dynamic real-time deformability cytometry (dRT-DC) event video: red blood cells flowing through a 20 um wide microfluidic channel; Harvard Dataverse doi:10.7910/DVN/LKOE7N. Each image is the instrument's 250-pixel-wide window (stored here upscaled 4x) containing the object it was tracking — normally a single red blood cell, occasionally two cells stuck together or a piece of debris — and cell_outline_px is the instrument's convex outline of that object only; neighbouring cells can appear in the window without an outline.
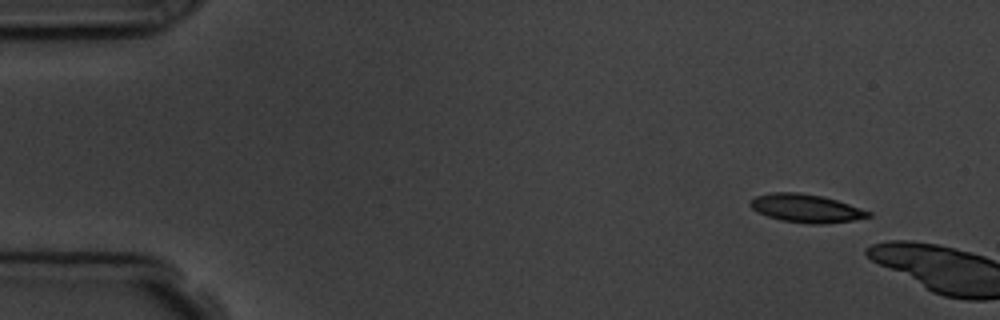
{"species": "common noctule bat (a hibernating species)", "species_latin": "Nyctalus noctula", "temperature_condition": "room temperature", "stored_images_in_passage": 3, "camera_frame_rate_fps": 3000, "um_per_image_px": 0.085, "animal": {"sex": "male", "body_mass_g": 19.5, "forearm_length_mm": 54.6}, "frame": {"image": 1, "passage_image": 2, "time_ms": 1.0, "image_size_px": [1000, 320], "cell_outline_px": [[872, 216], [856, 220], [820, 224], [808, 224], [780, 220], [768, 216], [752, 208], [748, 204], [756, 196], [772, 192], [800, 192], [824, 196], [872, 212]], "centroid_in_image_um": [68.54, 17.7], "position_along_channel_um": 16.5, "area_um2": 19.42}}